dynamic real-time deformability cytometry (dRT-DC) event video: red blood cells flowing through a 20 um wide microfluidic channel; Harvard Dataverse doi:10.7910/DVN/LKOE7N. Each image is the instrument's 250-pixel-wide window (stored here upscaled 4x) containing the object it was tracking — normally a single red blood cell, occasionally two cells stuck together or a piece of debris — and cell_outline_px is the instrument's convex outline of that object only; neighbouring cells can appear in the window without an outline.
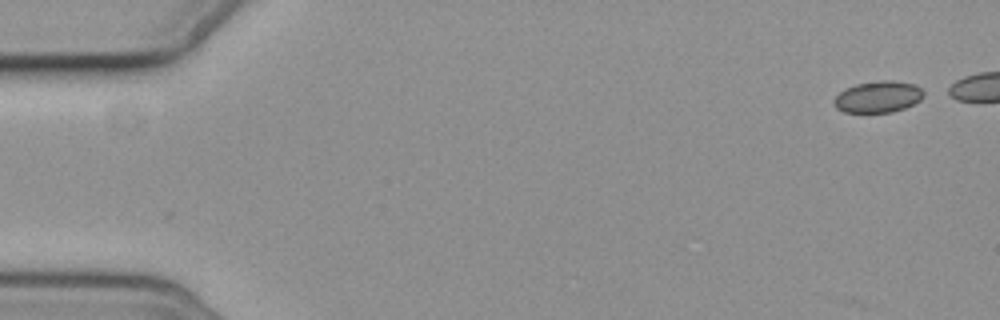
{"species": "common noctule bat (a hibernating species)", "species_latin": "Nyctalus noctula", "temperature_condition": "cold", "stored_images_in_passage": 6, "camera_frame_rate_fps": 3000, "um_per_image_px": 0.085, "animal": {"sex": "female", "body_mass_g": 19.3, "forearm_length_mm": 54.1}, "frame": {"image": 1, "passage_image": 1, "time_ms": 0.0, "image_size_px": [1000, 320], "cell_outline_px": [[924, 96], [920, 100], [904, 108], [892, 112], [844, 112], [836, 108], [836, 96], [840, 92], [856, 84], [880, 80], [892, 80], [912, 84], [920, 88], [924, 92]], "centroid_in_image_um": [74.67, 8.23], "position_along_channel_um": 10.3, "area_um2": 16.13}}